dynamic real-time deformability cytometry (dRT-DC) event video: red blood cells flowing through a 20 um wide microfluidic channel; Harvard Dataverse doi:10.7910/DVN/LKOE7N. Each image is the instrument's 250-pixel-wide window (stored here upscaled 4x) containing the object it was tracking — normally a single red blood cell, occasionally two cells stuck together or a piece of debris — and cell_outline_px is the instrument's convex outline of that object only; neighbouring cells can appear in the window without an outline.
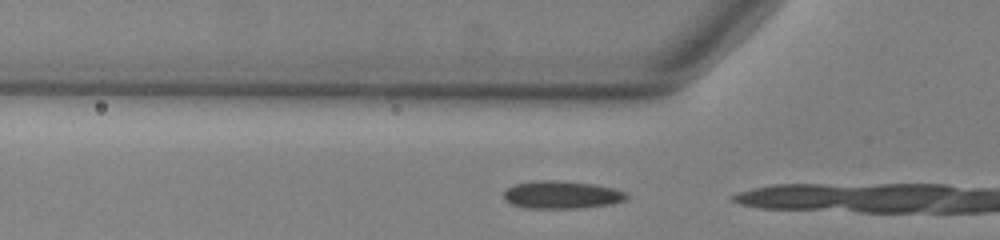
{"species": "common noctule bat (a hibernating species)", "species_latin": "Nyctalus noctula", "temperature_condition": "warm", "stored_images_in_passage": 4, "camera_frame_rate_fps": 3000, "um_per_image_px": 0.085, "animal": {"sex": "male", "body_mass_g": 13.0, "forearm_length_mm": 53.1}, "frame": {"image": 1, "passage_image": 2, "time_ms": 0.333, "image_size_px": [1000, 240], "cell_outline_px": [[632, 196], [628, 200], [612, 204], [580, 208], [528, 208], [512, 204], [504, 200], [504, 192], [508, 188], [516, 184], [536, 180], [556, 180], [596, 184], [628, 192]], "centroid_in_image_um": [47.83, 16.55], "position_along_channel_um": 78.0, "area_um2": 20.11}}